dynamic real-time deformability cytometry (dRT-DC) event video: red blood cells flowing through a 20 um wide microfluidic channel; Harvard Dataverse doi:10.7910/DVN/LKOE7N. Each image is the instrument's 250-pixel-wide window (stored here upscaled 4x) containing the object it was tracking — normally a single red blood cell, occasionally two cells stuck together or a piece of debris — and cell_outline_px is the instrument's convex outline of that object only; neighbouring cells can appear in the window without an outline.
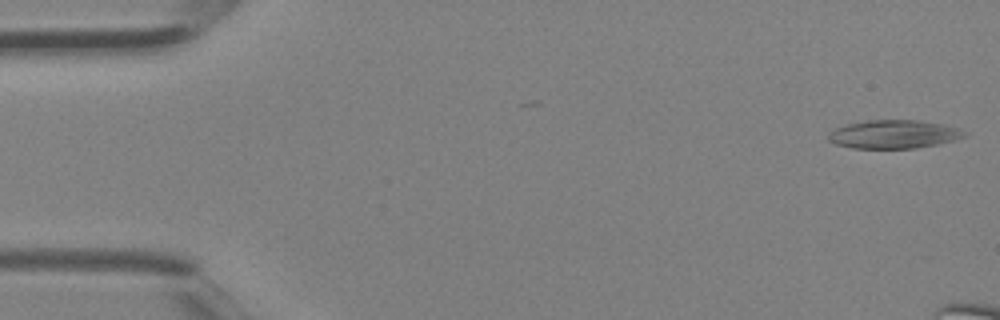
{"species": "Egyptian fruit bat (a non-hibernating species)", "species_latin": "Rousettus aegyptiacus", "temperature_condition": "room temperature", "stored_images_in_passage": 40, "camera_frame_rate_fps": 3000, "um_per_image_px": 0.085, "animal": {"sex": "female"}, "frame": {"image": 1, "passage_image": 1, "time_ms": 0.0, "image_size_px": [1000, 320], "cell_outline_px": [[968, 132], [964, 136], [952, 140], [936, 144], [916, 148], [852, 148], [836, 144], [828, 140], [828, 132], [836, 128], [848, 124], [868, 120], [920, 120], [944, 124]], "centroid_in_image_um": [75.94, 11.4], "position_along_channel_um": 9.1, "area_um2": 22.37}}
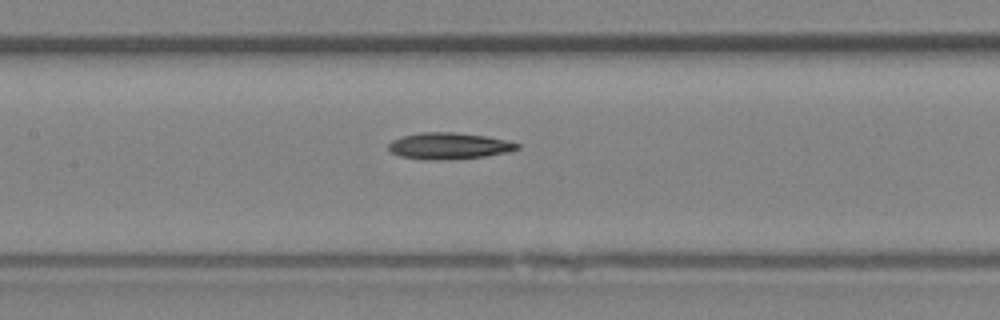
{"frame": {"image": 2, "passage_image": 19, "time_ms": 6.0, "image_size_px": [1000, 320], "cell_outline_px": [[520, 148], [508, 152], [484, 156], [424, 160], [400, 156], [392, 152], [388, 148], [388, 144], [392, 140], [404, 136], [420, 132], [452, 132], [488, 136], [508, 140], [520, 144]], "centroid_in_image_um": [38.17, 12.38], "position_along_channel_um": 169.2, "area_um2": 19.65}}
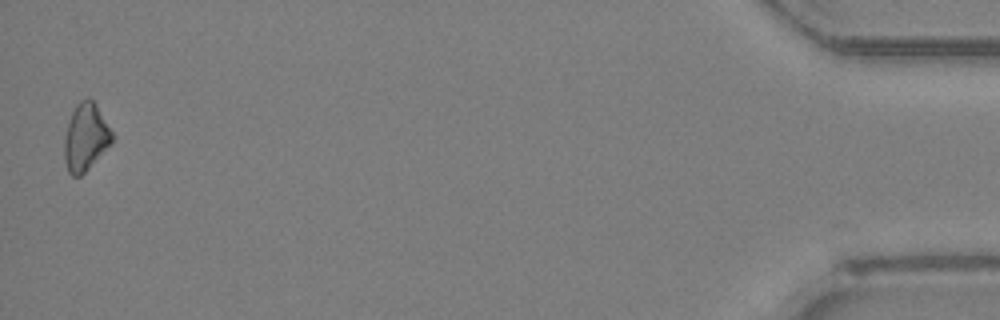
{"frame": {"image": 3, "passage_image": 40, "time_ms": 13.0, "image_size_px": [1000, 320], "cell_outline_px": [[112, 144], [80, 176], [72, 176], [68, 172], [64, 160], [64, 136], [72, 112], [76, 104], [80, 100], [88, 96], [96, 104], [112, 132]], "centroid_in_image_um": [7.26, 11.66], "position_along_channel_um": 427.9, "area_um2": 18.67}}